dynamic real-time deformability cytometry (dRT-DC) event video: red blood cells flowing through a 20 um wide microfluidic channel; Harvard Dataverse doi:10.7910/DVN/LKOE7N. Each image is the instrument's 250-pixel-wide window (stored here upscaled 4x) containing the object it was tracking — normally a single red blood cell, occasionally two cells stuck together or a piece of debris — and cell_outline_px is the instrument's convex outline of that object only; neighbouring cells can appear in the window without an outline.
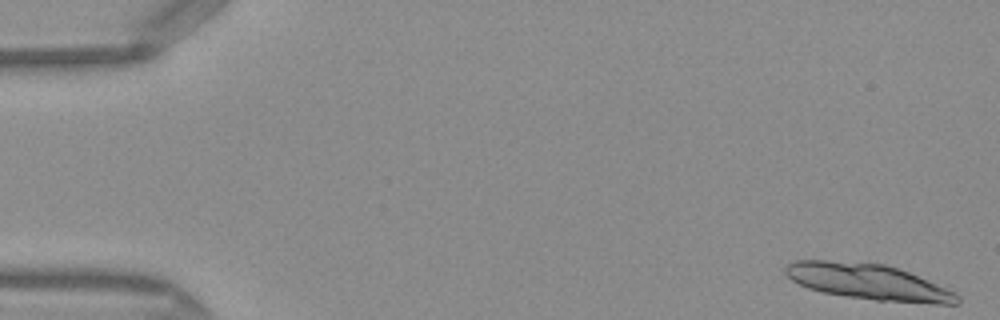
{"species": "Egyptian fruit bat (a non-hibernating species)", "species_latin": "Rousettus aegyptiacus", "temperature_condition": "warm", "stored_images_in_passage": 14, "camera_frame_rate_fps": 3000, "um_per_image_px": 0.085, "frame": {"image": 1, "passage_image": 1, "time_ms": 0.0, "image_size_px": [1000, 320], "cell_outline_px": [[960, 304], [936, 304], [876, 300], [820, 292], [808, 288], [792, 280], [784, 272], [784, 268], [788, 264], [796, 260], [828, 260], [884, 264], [908, 272], [956, 292], [960, 296]], "centroid_in_image_um": [73.81, 23.96], "position_along_channel_um": 11.2, "area_um2": 35.6}}